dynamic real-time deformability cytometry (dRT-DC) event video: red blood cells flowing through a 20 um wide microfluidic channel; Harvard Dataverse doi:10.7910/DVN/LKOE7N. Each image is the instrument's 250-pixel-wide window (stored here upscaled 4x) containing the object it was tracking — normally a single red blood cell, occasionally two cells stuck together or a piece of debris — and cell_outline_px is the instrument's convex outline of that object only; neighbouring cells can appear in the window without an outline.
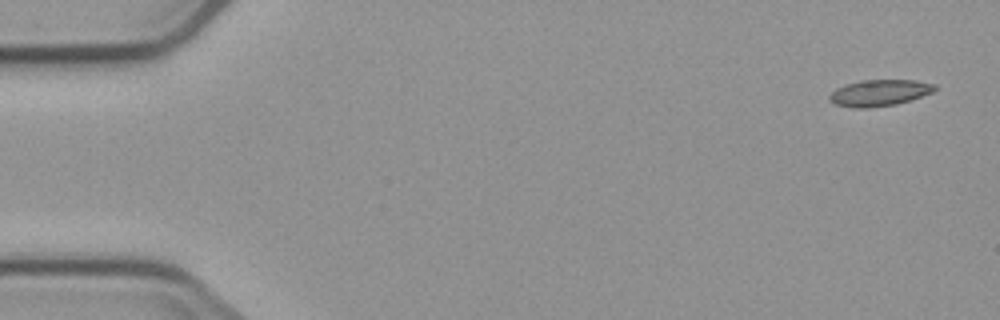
{"species": "common noctule bat (a hibernating species)", "species_latin": "Nyctalus noctula", "temperature_condition": "cold", "stored_images_in_passage": 5, "camera_frame_rate_fps": 3000, "um_per_image_px": 0.085, "animal": {"sex": "male", "body_mass_g": 23.1, "forearm_length_mm": 52.7}, "frame": {"image": 1, "passage_image": 1, "time_ms": 0.0, "image_size_px": [1000, 320], "cell_outline_px": [[936, 88], [932, 92], [896, 104], [868, 108], [852, 108], [836, 104], [828, 96], [836, 88], [860, 80], [916, 80], [936, 84]], "centroid_in_image_um": [74.75, 7.88], "position_along_channel_um": 10.2, "area_um2": 15.95}}
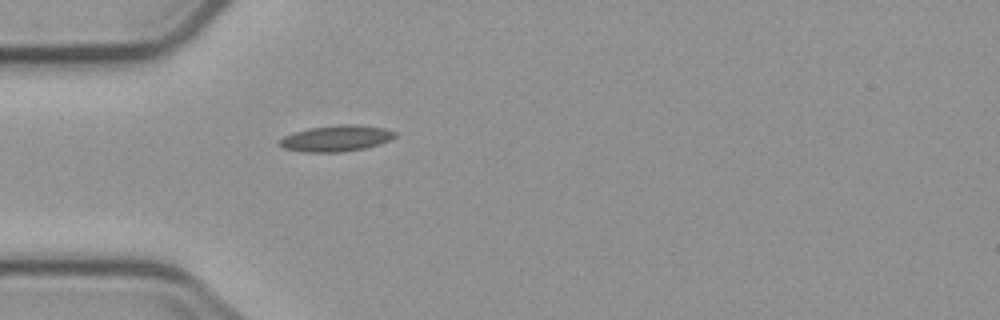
{"frame": {"image": 2, "passage_image": 5, "time_ms": 4.667, "image_size_px": [1000, 320], "cell_outline_px": [[396, 136], [392, 140], [380, 144], [364, 148], [344, 152], [304, 152], [284, 148], [280, 144], [280, 140], [284, 136], [292, 132], [308, 128], [336, 124], [356, 124], [384, 128], [396, 132]], "centroid_in_image_um": [28.6, 11.75], "position_along_channel_um": 56.4, "area_um2": 17.74}}